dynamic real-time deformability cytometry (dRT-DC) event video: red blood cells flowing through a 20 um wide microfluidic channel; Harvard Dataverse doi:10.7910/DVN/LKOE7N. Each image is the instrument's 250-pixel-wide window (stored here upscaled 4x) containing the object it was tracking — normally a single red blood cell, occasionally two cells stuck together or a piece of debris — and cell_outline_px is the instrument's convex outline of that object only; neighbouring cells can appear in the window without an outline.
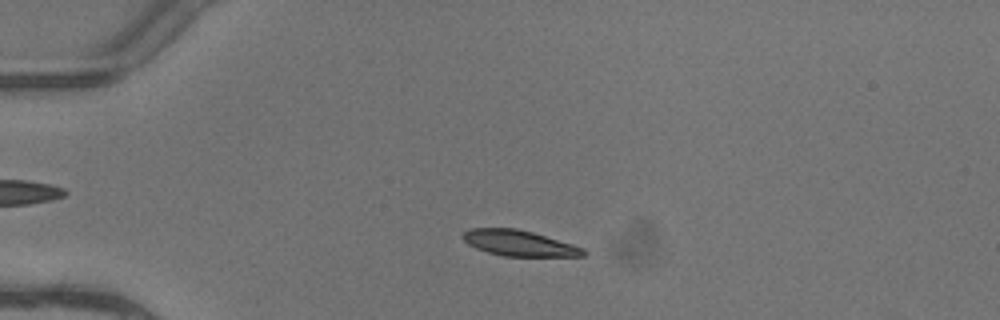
{"species": "common noctule bat (a hibernating species)", "species_latin": "Nyctalus noctula", "temperature_condition": "warm", "stored_images_in_passage": 4, "camera_frame_rate_fps": 3000, "um_per_image_px": 0.085, "animal": {"sex": "female"}, "frame": {"image": 1, "passage_image": 3, "time_ms": 0.667, "image_size_px": [1000, 320], "cell_outline_px": [[588, 252], [584, 256], [504, 256], [488, 252], [476, 248], [468, 244], [460, 236], [464, 232], [472, 228], [516, 228], [532, 232], [572, 244], [584, 248]], "centroid_in_image_um": [44.12, 20.67], "position_along_channel_um": 40.9, "area_um2": 17.98}}